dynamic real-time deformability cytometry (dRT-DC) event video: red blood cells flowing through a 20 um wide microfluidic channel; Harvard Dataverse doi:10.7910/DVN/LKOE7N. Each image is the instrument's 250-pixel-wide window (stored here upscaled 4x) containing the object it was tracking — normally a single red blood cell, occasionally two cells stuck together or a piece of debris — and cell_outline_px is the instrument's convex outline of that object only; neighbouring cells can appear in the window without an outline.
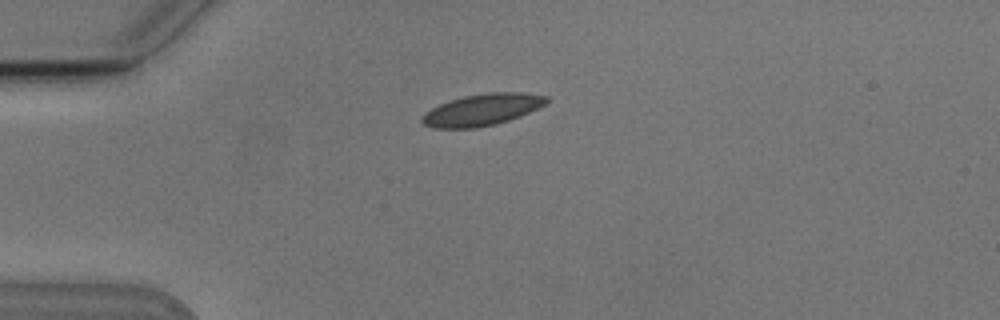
{"species": "Egyptian fruit bat (a non-hibernating species)", "species_latin": "Rousettus aegyptiacus", "temperature_condition": "cold", "stored_images_in_passage": 5, "camera_frame_rate_fps": 3000, "um_per_image_px": 0.085, "animal": {"sex": "male"}, "frame": {"image": 1, "passage_image": 1, "time_ms": 0.0, "image_size_px": [1000, 320], "cell_outline_px": [[548, 100], [544, 104], [520, 116], [496, 124], [476, 128], [432, 128], [424, 124], [420, 120], [420, 116], [424, 112], [448, 100], [464, 96], [488, 92], [524, 92], [548, 96]], "centroid_in_image_um": [40.93, 9.32], "position_along_channel_um": 44.1, "area_um2": 23.0}}
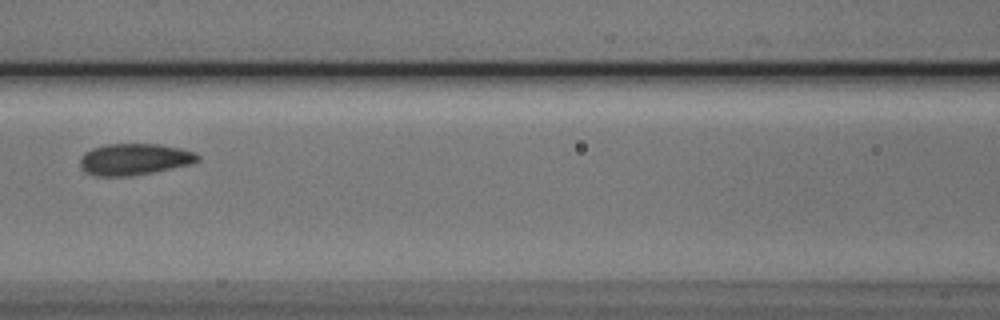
{"frame": {"image": 2, "passage_image": 4, "time_ms": 3.667, "image_size_px": [1000, 320], "cell_outline_px": [[200, 160], [192, 164], [152, 172], [128, 176], [96, 176], [84, 172], [80, 164], [80, 156], [84, 152], [92, 148], [108, 144], [160, 144], [180, 148], [196, 152], [200, 156]], "centroid_in_image_um": [11.42, 13.53], "position_along_channel_um": 155.2, "area_um2": 21.73}}
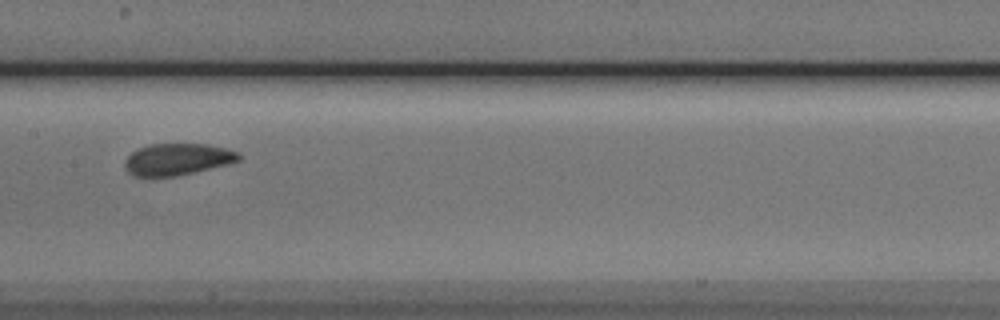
{"frame": {"image": 3, "passage_image": 5, "time_ms": 4.667, "image_size_px": [1000, 320], "cell_outline_px": [[240, 160], [228, 164], [176, 176], [136, 176], [128, 172], [124, 164], [124, 160], [132, 152], [148, 144], [208, 144], [240, 152]], "centroid_in_image_um": [15.09, 13.53], "position_along_channel_um": 192.3, "area_um2": 20.92}}